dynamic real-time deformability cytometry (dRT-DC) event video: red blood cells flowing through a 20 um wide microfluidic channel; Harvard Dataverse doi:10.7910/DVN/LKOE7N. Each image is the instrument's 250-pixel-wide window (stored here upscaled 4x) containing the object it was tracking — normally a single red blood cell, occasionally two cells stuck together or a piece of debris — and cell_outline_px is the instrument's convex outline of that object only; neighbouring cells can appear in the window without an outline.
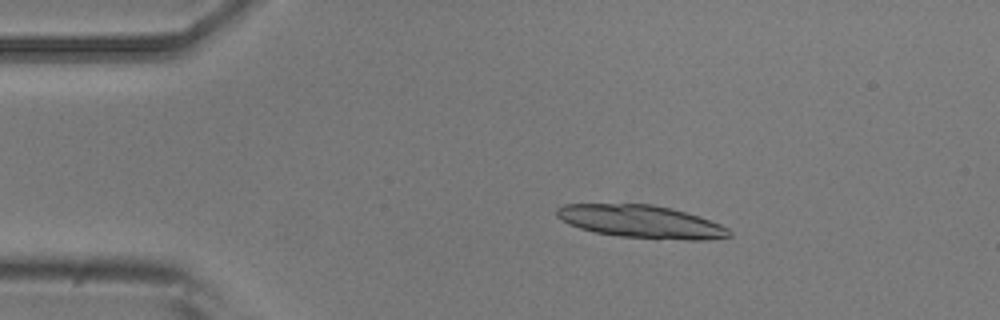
{"species": "common noctule bat (a hibernating species)", "species_latin": "Nyctalus noctula", "temperature_condition": "room temperature", "stored_images_in_passage": 50, "segment_of_instrument_passage": [1, 2], "camera_frame_rate_fps": 3000, "um_per_image_px": 0.085, "animal": {"sex": "male", "body_mass_g": 20.5, "forearm_length_mm": 52.5}, "frame": {"image": 1, "passage_image": 9, "time_ms": 2.667, "image_size_px": [1000, 320], "cell_outline_px": [[732, 236], [704, 240], [688, 240], [620, 236], [596, 232], [580, 228], [568, 224], [556, 216], [556, 208], [564, 204], [652, 204], [672, 208], [720, 224], [728, 228], [732, 232]], "centroid_in_image_um": [54.48, 18.83], "position_along_channel_um": 30.5, "area_um2": 32.66}}